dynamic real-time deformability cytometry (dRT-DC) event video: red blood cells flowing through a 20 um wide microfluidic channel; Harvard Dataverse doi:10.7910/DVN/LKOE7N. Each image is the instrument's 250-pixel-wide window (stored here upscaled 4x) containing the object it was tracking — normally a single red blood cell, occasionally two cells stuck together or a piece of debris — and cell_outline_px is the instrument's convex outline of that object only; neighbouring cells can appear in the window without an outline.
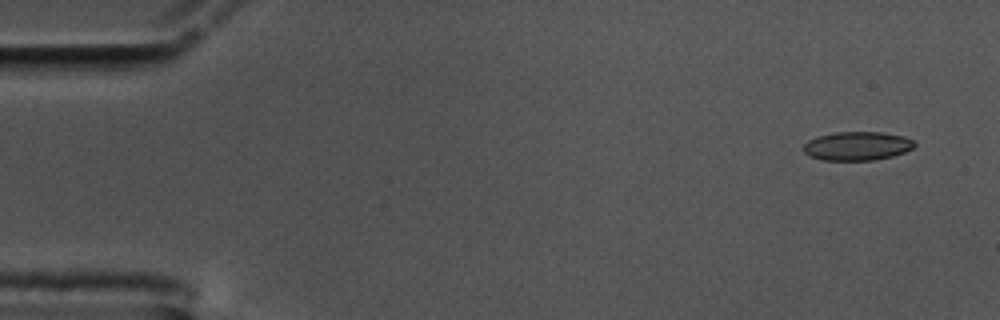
{"species": "common noctule bat (a hibernating species)", "species_latin": "Nyctalus noctula", "temperature_condition": "cold", "stored_images_in_passage": 13, "camera_frame_rate_fps": 3000, "um_per_image_px": 0.085, "animal": {"sex": "male", "body_mass_g": 17.5, "forearm_length_mm": 52.3}, "frame": {"image": 1, "passage_image": 1, "time_ms": 0.0, "image_size_px": [1000, 320], "cell_outline_px": [[916, 144], [912, 148], [904, 152], [892, 156], [872, 160], [820, 160], [808, 156], [804, 152], [804, 144], [808, 140], [816, 136], [836, 132], [880, 132], [904, 136], [912, 140]], "centroid_in_image_um": [72.82, 12.41], "position_along_channel_um": 12.2, "area_um2": 18.61}}